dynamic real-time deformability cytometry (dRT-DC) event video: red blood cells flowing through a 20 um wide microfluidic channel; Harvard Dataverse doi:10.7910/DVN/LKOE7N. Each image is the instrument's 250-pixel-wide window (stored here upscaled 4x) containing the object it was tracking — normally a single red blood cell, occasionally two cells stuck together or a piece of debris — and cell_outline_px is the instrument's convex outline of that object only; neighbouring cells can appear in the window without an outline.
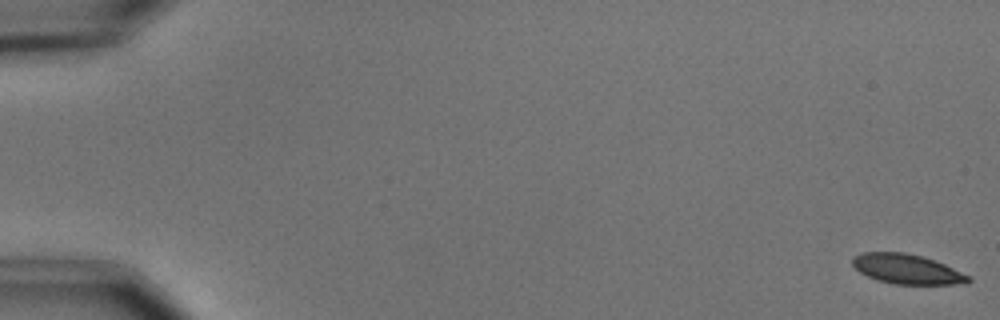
{"species": "common noctule bat (a hibernating species)", "species_latin": "Nyctalus noctula", "temperature_condition": "cold", "stored_images_in_passage": 56, "camera_frame_rate_fps": 3000, "um_per_image_px": 0.085, "animal": {"sex": "male", "body_mass_g": 15.6}, "frame": {"image": 1, "passage_image": 1, "time_ms": 0.0, "image_size_px": [1000, 320], "cell_outline_px": [[972, 280], [952, 284], [892, 284], [876, 280], [860, 272], [852, 264], [852, 256], [864, 252], [904, 252], [924, 256], [944, 264], [972, 276]], "centroid_in_image_um": [77.07, 22.86], "position_along_channel_um": 7.9, "area_um2": 20.11}}
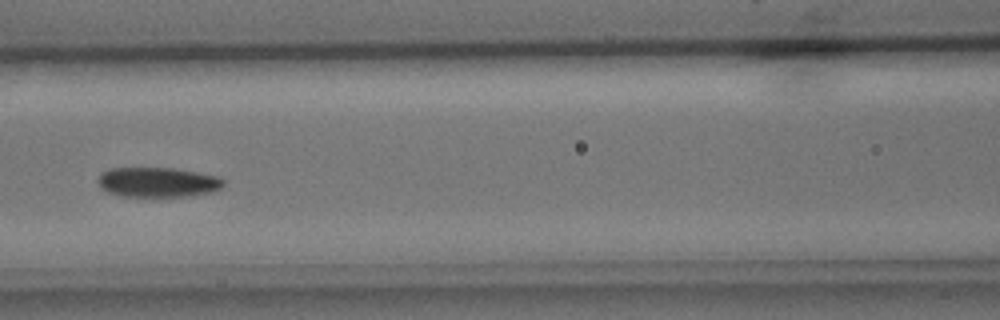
{"frame": {"image": 2, "passage_image": 26, "time_ms": 8.333, "image_size_px": [1000, 320], "cell_outline_px": [[224, 184], [216, 192], [188, 196], [124, 196], [108, 192], [100, 188], [96, 180], [100, 172], [108, 168], [172, 168], [220, 176], [224, 180]], "centroid_in_image_um": [13.4, 15.48], "position_along_channel_um": 153.2, "area_um2": 22.08}}
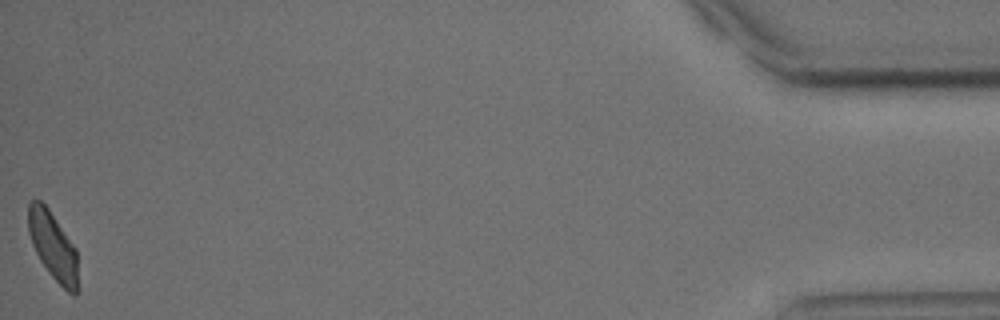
{"frame": {"image": 3, "passage_image": 56, "time_ms": 18.333, "image_size_px": [1000, 320], "cell_outline_px": [[76, 292], [68, 292], [48, 272], [40, 260], [32, 244], [28, 232], [28, 204], [32, 200], [40, 200], [48, 208], [76, 248]], "centroid_in_image_um": [4.46, 20.84], "position_along_channel_um": 430.7, "area_um2": 19.13}, "authors_computed_cell_mechanics": {"area_um2": 21.5594, "velocity_mm_per_s": 3.6554, "shape_relaxation_time_tau1_ms": 3.2254, "shape_relaxation_time_tau2_ms": null, "deformation_change_tau1": 0.0982, "deformation_change_tau2": null}}